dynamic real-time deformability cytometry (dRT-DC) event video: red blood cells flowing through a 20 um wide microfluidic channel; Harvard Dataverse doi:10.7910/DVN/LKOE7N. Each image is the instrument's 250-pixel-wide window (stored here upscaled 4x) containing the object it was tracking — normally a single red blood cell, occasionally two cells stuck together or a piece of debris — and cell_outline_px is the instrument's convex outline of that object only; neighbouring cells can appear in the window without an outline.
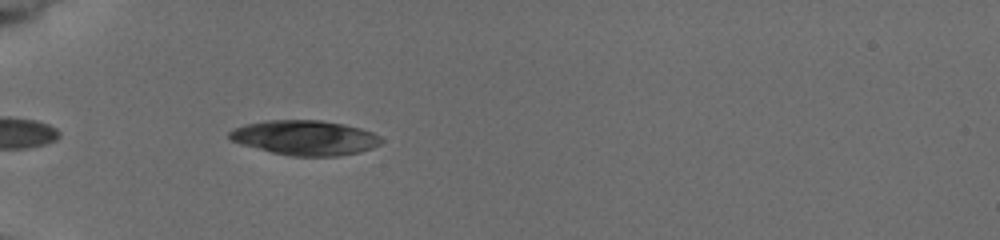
{"species": "common noctule bat (a hibernating species)", "species_latin": "Nyctalus noctula", "temperature_condition": "cold", "stored_images_in_passage": 2, "camera_frame_rate_fps": 3000, "um_per_image_px": 0.085, "animal": {"sex": "female", "body_mass_g": 19.5, "forearm_length_mm": 54.1}, "frame": {"image": 1, "passage_image": 2, "time_ms": 1.0, "image_size_px": [1000, 240], "cell_outline_px": [[384, 140], [380, 144], [372, 148], [360, 152], [336, 156], [292, 156], [272, 152], [240, 144], [232, 140], [228, 136], [228, 132], [236, 128], [248, 124], [268, 120], [320, 120], [344, 124], [360, 128], [372, 132], [380, 136]], "centroid_in_image_um": [25.96, 11.71], "position_along_channel_um": 59.0, "area_um2": 30.63}}